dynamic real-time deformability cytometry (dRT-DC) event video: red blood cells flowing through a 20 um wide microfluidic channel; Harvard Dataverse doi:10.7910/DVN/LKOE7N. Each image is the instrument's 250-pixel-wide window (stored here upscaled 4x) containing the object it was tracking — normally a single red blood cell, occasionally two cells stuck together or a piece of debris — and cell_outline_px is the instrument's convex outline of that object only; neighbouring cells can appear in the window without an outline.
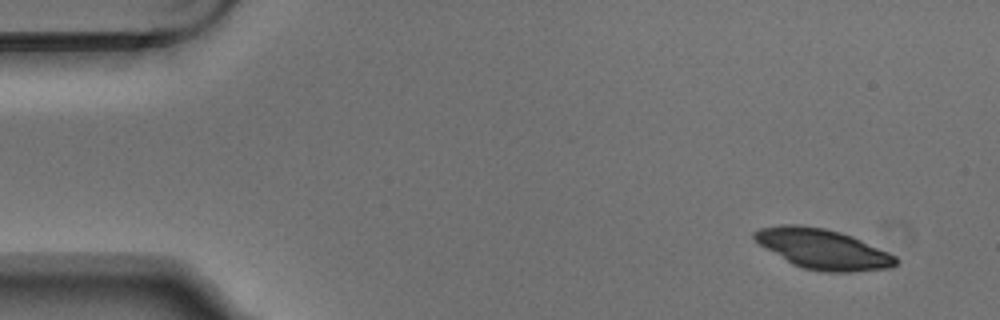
{"species": "Egyptian fruit bat (a non-hibernating species)", "species_latin": "Rousettus aegyptiacus", "temperature_condition": "warm", "stored_images_in_passage": 4, "camera_frame_rate_fps": 3000, "um_per_image_px": 0.085, "animal": {"sex": "male"}, "frame": {"image": 1, "passage_image": 1, "time_ms": 0.0, "image_size_px": [1000, 320], "cell_outline_px": [[900, 260], [892, 268], [852, 272], [824, 272], [804, 268], [792, 264], [764, 248], [752, 236], [752, 232], [760, 228], [780, 224], [800, 224], [824, 228], [840, 232], [852, 236], [888, 252], [896, 256]], "centroid_in_image_um": [69.94, 21.16], "position_along_channel_um": 15.1, "area_um2": 33.18}}